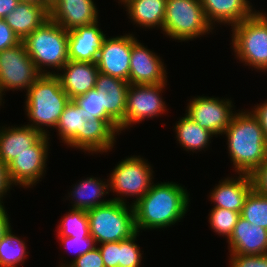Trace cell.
<instances>
[{
	"label": "cell",
	"instance_id": "1",
	"mask_svg": "<svg viewBox=\"0 0 267 267\" xmlns=\"http://www.w3.org/2000/svg\"><path fill=\"white\" fill-rule=\"evenodd\" d=\"M190 193L176 182L152 183L150 190L133 204L136 229H165L181 222L188 212Z\"/></svg>",
	"mask_w": 267,
	"mask_h": 267
},
{
	"label": "cell",
	"instance_id": "2",
	"mask_svg": "<svg viewBox=\"0 0 267 267\" xmlns=\"http://www.w3.org/2000/svg\"><path fill=\"white\" fill-rule=\"evenodd\" d=\"M237 174H252L267 158V140L250 110L237 111L222 134Z\"/></svg>",
	"mask_w": 267,
	"mask_h": 267
},
{
	"label": "cell",
	"instance_id": "3",
	"mask_svg": "<svg viewBox=\"0 0 267 267\" xmlns=\"http://www.w3.org/2000/svg\"><path fill=\"white\" fill-rule=\"evenodd\" d=\"M25 93V115L30 121L26 125L51 136L48 127L56 128L64 107L70 101L60 79L54 74H42Z\"/></svg>",
	"mask_w": 267,
	"mask_h": 267
},
{
	"label": "cell",
	"instance_id": "4",
	"mask_svg": "<svg viewBox=\"0 0 267 267\" xmlns=\"http://www.w3.org/2000/svg\"><path fill=\"white\" fill-rule=\"evenodd\" d=\"M22 42L42 74L55 75L69 61L68 31L50 18L26 36ZM48 68L54 71H48Z\"/></svg>",
	"mask_w": 267,
	"mask_h": 267
},
{
	"label": "cell",
	"instance_id": "5",
	"mask_svg": "<svg viewBox=\"0 0 267 267\" xmlns=\"http://www.w3.org/2000/svg\"><path fill=\"white\" fill-rule=\"evenodd\" d=\"M231 47L243 65L267 71V13L256 11L231 28Z\"/></svg>",
	"mask_w": 267,
	"mask_h": 267
},
{
	"label": "cell",
	"instance_id": "6",
	"mask_svg": "<svg viewBox=\"0 0 267 267\" xmlns=\"http://www.w3.org/2000/svg\"><path fill=\"white\" fill-rule=\"evenodd\" d=\"M90 236L96 244L131 238L136 229L133 205L111 200L87 210Z\"/></svg>",
	"mask_w": 267,
	"mask_h": 267
},
{
	"label": "cell",
	"instance_id": "7",
	"mask_svg": "<svg viewBox=\"0 0 267 267\" xmlns=\"http://www.w3.org/2000/svg\"><path fill=\"white\" fill-rule=\"evenodd\" d=\"M216 29L206 19L200 0H167L163 32L180 42L192 41Z\"/></svg>",
	"mask_w": 267,
	"mask_h": 267
},
{
	"label": "cell",
	"instance_id": "8",
	"mask_svg": "<svg viewBox=\"0 0 267 267\" xmlns=\"http://www.w3.org/2000/svg\"><path fill=\"white\" fill-rule=\"evenodd\" d=\"M147 161L140 155H131L115 165L109 175L110 191L117 193V197L111 198L112 200L129 204L125 197L132 196L134 199L135 196L136 199L131 203L133 205L148 193L155 178L153 167Z\"/></svg>",
	"mask_w": 267,
	"mask_h": 267
},
{
	"label": "cell",
	"instance_id": "9",
	"mask_svg": "<svg viewBox=\"0 0 267 267\" xmlns=\"http://www.w3.org/2000/svg\"><path fill=\"white\" fill-rule=\"evenodd\" d=\"M167 82L159 84H130L127 91L124 121L119 125V132L128 130L150 118L159 117L167 111L163 91ZM130 126V127H129Z\"/></svg>",
	"mask_w": 267,
	"mask_h": 267
},
{
	"label": "cell",
	"instance_id": "10",
	"mask_svg": "<svg viewBox=\"0 0 267 267\" xmlns=\"http://www.w3.org/2000/svg\"><path fill=\"white\" fill-rule=\"evenodd\" d=\"M42 75L28 55L21 41L14 47L0 51V91L28 90Z\"/></svg>",
	"mask_w": 267,
	"mask_h": 267
},
{
	"label": "cell",
	"instance_id": "11",
	"mask_svg": "<svg viewBox=\"0 0 267 267\" xmlns=\"http://www.w3.org/2000/svg\"><path fill=\"white\" fill-rule=\"evenodd\" d=\"M50 137L43 135L27 151L16 156L8 164V173L13 185L22 188L36 186L44 178L48 161V150L51 146ZM43 177V178H42Z\"/></svg>",
	"mask_w": 267,
	"mask_h": 267
},
{
	"label": "cell",
	"instance_id": "12",
	"mask_svg": "<svg viewBox=\"0 0 267 267\" xmlns=\"http://www.w3.org/2000/svg\"><path fill=\"white\" fill-rule=\"evenodd\" d=\"M186 115L211 133L222 135L233 118L235 106L229 98L197 96L189 100ZM234 108V111H233Z\"/></svg>",
	"mask_w": 267,
	"mask_h": 267
},
{
	"label": "cell",
	"instance_id": "13",
	"mask_svg": "<svg viewBox=\"0 0 267 267\" xmlns=\"http://www.w3.org/2000/svg\"><path fill=\"white\" fill-rule=\"evenodd\" d=\"M134 34H125L103 40L96 59L99 73L122 79L129 83L132 45L137 40Z\"/></svg>",
	"mask_w": 267,
	"mask_h": 267
},
{
	"label": "cell",
	"instance_id": "14",
	"mask_svg": "<svg viewBox=\"0 0 267 267\" xmlns=\"http://www.w3.org/2000/svg\"><path fill=\"white\" fill-rule=\"evenodd\" d=\"M160 58V55L150 51L137 39L132 45L129 84L148 85L167 82V68Z\"/></svg>",
	"mask_w": 267,
	"mask_h": 267
},
{
	"label": "cell",
	"instance_id": "15",
	"mask_svg": "<svg viewBox=\"0 0 267 267\" xmlns=\"http://www.w3.org/2000/svg\"><path fill=\"white\" fill-rule=\"evenodd\" d=\"M94 0H57L49 9V18L66 31L99 22Z\"/></svg>",
	"mask_w": 267,
	"mask_h": 267
},
{
	"label": "cell",
	"instance_id": "16",
	"mask_svg": "<svg viewBox=\"0 0 267 267\" xmlns=\"http://www.w3.org/2000/svg\"><path fill=\"white\" fill-rule=\"evenodd\" d=\"M239 176L225 177L209 193L213 208H224L241 213L244 202L253 189V181L250 174H238ZM236 177V178H235Z\"/></svg>",
	"mask_w": 267,
	"mask_h": 267
},
{
	"label": "cell",
	"instance_id": "17",
	"mask_svg": "<svg viewBox=\"0 0 267 267\" xmlns=\"http://www.w3.org/2000/svg\"><path fill=\"white\" fill-rule=\"evenodd\" d=\"M98 23L95 22L68 31L69 60L96 62L103 40L106 37Z\"/></svg>",
	"mask_w": 267,
	"mask_h": 267
},
{
	"label": "cell",
	"instance_id": "18",
	"mask_svg": "<svg viewBox=\"0 0 267 267\" xmlns=\"http://www.w3.org/2000/svg\"><path fill=\"white\" fill-rule=\"evenodd\" d=\"M98 73L96 62L69 60L55 75L69 99L73 100L95 88Z\"/></svg>",
	"mask_w": 267,
	"mask_h": 267
},
{
	"label": "cell",
	"instance_id": "19",
	"mask_svg": "<svg viewBox=\"0 0 267 267\" xmlns=\"http://www.w3.org/2000/svg\"><path fill=\"white\" fill-rule=\"evenodd\" d=\"M207 21L213 27L226 24L231 28L256 11L248 0H200ZM216 22V23H215Z\"/></svg>",
	"mask_w": 267,
	"mask_h": 267
},
{
	"label": "cell",
	"instance_id": "20",
	"mask_svg": "<svg viewBox=\"0 0 267 267\" xmlns=\"http://www.w3.org/2000/svg\"><path fill=\"white\" fill-rule=\"evenodd\" d=\"M230 254L259 255L267 253V230L239 217L227 240Z\"/></svg>",
	"mask_w": 267,
	"mask_h": 267
},
{
	"label": "cell",
	"instance_id": "21",
	"mask_svg": "<svg viewBox=\"0 0 267 267\" xmlns=\"http://www.w3.org/2000/svg\"><path fill=\"white\" fill-rule=\"evenodd\" d=\"M119 134V126L112 119L86 120L82 131V151L91 152V155L110 152Z\"/></svg>",
	"mask_w": 267,
	"mask_h": 267
},
{
	"label": "cell",
	"instance_id": "22",
	"mask_svg": "<svg viewBox=\"0 0 267 267\" xmlns=\"http://www.w3.org/2000/svg\"><path fill=\"white\" fill-rule=\"evenodd\" d=\"M5 126L0 127V159L6 165L43 136L40 131L29 125H14L8 128Z\"/></svg>",
	"mask_w": 267,
	"mask_h": 267
},
{
	"label": "cell",
	"instance_id": "23",
	"mask_svg": "<svg viewBox=\"0 0 267 267\" xmlns=\"http://www.w3.org/2000/svg\"><path fill=\"white\" fill-rule=\"evenodd\" d=\"M49 19V9L45 5L20 1L4 20L22 41Z\"/></svg>",
	"mask_w": 267,
	"mask_h": 267
},
{
	"label": "cell",
	"instance_id": "24",
	"mask_svg": "<svg viewBox=\"0 0 267 267\" xmlns=\"http://www.w3.org/2000/svg\"><path fill=\"white\" fill-rule=\"evenodd\" d=\"M110 193L109 179H103L99 177L90 176L86 179L80 180L73 185L72 191L68 192V197L72 199L71 209L90 210L94 207L104 205L110 202L112 199H101L105 195Z\"/></svg>",
	"mask_w": 267,
	"mask_h": 267
},
{
	"label": "cell",
	"instance_id": "25",
	"mask_svg": "<svg viewBox=\"0 0 267 267\" xmlns=\"http://www.w3.org/2000/svg\"><path fill=\"white\" fill-rule=\"evenodd\" d=\"M129 83L119 78L98 73L95 89L106 93V114L119 126L125 118Z\"/></svg>",
	"mask_w": 267,
	"mask_h": 267
},
{
	"label": "cell",
	"instance_id": "26",
	"mask_svg": "<svg viewBox=\"0 0 267 267\" xmlns=\"http://www.w3.org/2000/svg\"><path fill=\"white\" fill-rule=\"evenodd\" d=\"M167 0H125L128 18L137 27L163 30Z\"/></svg>",
	"mask_w": 267,
	"mask_h": 267
},
{
	"label": "cell",
	"instance_id": "27",
	"mask_svg": "<svg viewBox=\"0 0 267 267\" xmlns=\"http://www.w3.org/2000/svg\"><path fill=\"white\" fill-rule=\"evenodd\" d=\"M86 115L82 112V108L70 100L59 118L55 130L57 131L60 142L67 147L82 150V131Z\"/></svg>",
	"mask_w": 267,
	"mask_h": 267
},
{
	"label": "cell",
	"instance_id": "28",
	"mask_svg": "<svg viewBox=\"0 0 267 267\" xmlns=\"http://www.w3.org/2000/svg\"><path fill=\"white\" fill-rule=\"evenodd\" d=\"M176 138L179 145L186 151L197 153L208 148L211 139L215 136L208 129L198 125L186 114L179 118L174 125Z\"/></svg>",
	"mask_w": 267,
	"mask_h": 267
},
{
	"label": "cell",
	"instance_id": "29",
	"mask_svg": "<svg viewBox=\"0 0 267 267\" xmlns=\"http://www.w3.org/2000/svg\"><path fill=\"white\" fill-rule=\"evenodd\" d=\"M13 233L11 228L0 241V267H18L27 259V243Z\"/></svg>",
	"mask_w": 267,
	"mask_h": 267
},
{
	"label": "cell",
	"instance_id": "30",
	"mask_svg": "<svg viewBox=\"0 0 267 267\" xmlns=\"http://www.w3.org/2000/svg\"><path fill=\"white\" fill-rule=\"evenodd\" d=\"M56 237H81L92 238L90 236L87 212L79 209H69L59 225H57Z\"/></svg>",
	"mask_w": 267,
	"mask_h": 267
},
{
	"label": "cell",
	"instance_id": "31",
	"mask_svg": "<svg viewBox=\"0 0 267 267\" xmlns=\"http://www.w3.org/2000/svg\"><path fill=\"white\" fill-rule=\"evenodd\" d=\"M240 216L250 224L267 230V196L253 188L245 199Z\"/></svg>",
	"mask_w": 267,
	"mask_h": 267
},
{
	"label": "cell",
	"instance_id": "32",
	"mask_svg": "<svg viewBox=\"0 0 267 267\" xmlns=\"http://www.w3.org/2000/svg\"><path fill=\"white\" fill-rule=\"evenodd\" d=\"M106 93L98 92L95 88L86 94L73 99L82 108L87 120L92 119H111L106 114Z\"/></svg>",
	"mask_w": 267,
	"mask_h": 267
},
{
	"label": "cell",
	"instance_id": "33",
	"mask_svg": "<svg viewBox=\"0 0 267 267\" xmlns=\"http://www.w3.org/2000/svg\"><path fill=\"white\" fill-rule=\"evenodd\" d=\"M208 216V222L213 232L228 240L237 224L240 213L224 208H211Z\"/></svg>",
	"mask_w": 267,
	"mask_h": 267
},
{
	"label": "cell",
	"instance_id": "34",
	"mask_svg": "<svg viewBox=\"0 0 267 267\" xmlns=\"http://www.w3.org/2000/svg\"><path fill=\"white\" fill-rule=\"evenodd\" d=\"M139 232L131 238L119 241V267H140L142 264V250L136 244Z\"/></svg>",
	"mask_w": 267,
	"mask_h": 267
},
{
	"label": "cell",
	"instance_id": "35",
	"mask_svg": "<svg viewBox=\"0 0 267 267\" xmlns=\"http://www.w3.org/2000/svg\"><path fill=\"white\" fill-rule=\"evenodd\" d=\"M61 245L67 250L69 249L72 252L74 251L75 257L72 258L71 262L68 263L64 260L65 263H60L59 267H68L74 260H76L81 255L87 253L90 250H93L97 247V244L93 238H81V237H58ZM67 263V264H66Z\"/></svg>",
	"mask_w": 267,
	"mask_h": 267
},
{
	"label": "cell",
	"instance_id": "36",
	"mask_svg": "<svg viewBox=\"0 0 267 267\" xmlns=\"http://www.w3.org/2000/svg\"><path fill=\"white\" fill-rule=\"evenodd\" d=\"M229 255V267H267V253L259 255Z\"/></svg>",
	"mask_w": 267,
	"mask_h": 267
},
{
	"label": "cell",
	"instance_id": "37",
	"mask_svg": "<svg viewBox=\"0 0 267 267\" xmlns=\"http://www.w3.org/2000/svg\"><path fill=\"white\" fill-rule=\"evenodd\" d=\"M105 267H119V241L97 245Z\"/></svg>",
	"mask_w": 267,
	"mask_h": 267
},
{
	"label": "cell",
	"instance_id": "38",
	"mask_svg": "<svg viewBox=\"0 0 267 267\" xmlns=\"http://www.w3.org/2000/svg\"><path fill=\"white\" fill-rule=\"evenodd\" d=\"M68 267H105L98 247L81 255Z\"/></svg>",
	"mask_w": 267,
	"mask_h": 267
},
{
	"label": "cell",
	"instance_id": "39",
	"mask_svg": "<svg viewBox=\"0 0 267 267\" xmlns=\"http://www.w3.org/2000/svg\"><path fill=\"white\" fill-rule=\"evenodd\" d=\"M21 40L8 26L4 19L0 20V51L11 48L19 44Z\"/></svg>",
	"mask_w": 267,
	"mask_h": 267
},
{
	"label": "cell",
	"instance_id": "40",
	"mask_svg": "<svg viewBox=\"0 0 267 267\" xmlns=\"http://www.w3.org/2000/svg\"><path fill=\"white\" fill-rule=\"evenodd\" d=\"M253 188L260 194L267 196V158L264 163L251 174Z\"/></svg>",
	"mask_w": 267,
	"mask_h": 267
},
{
	"label": "cell",
	"instance_id": "41",
	"mask_svg": "<svg viewBox=\"0 0 267 267\" xmlns=\"http://www.w3.org/2000/svg\"><path fill=\"white\" fill-rule=\"evenodd\" d=\"M12 186L14 187L9 177L8 165L0 159V206L4 205L3 199L8 192L10 193Z\"/></svg>",
	"mask_w": 267,
	"mask_h": 267
},
{
	"label": "cell",
	"instance_id": "42",
	"mask_svg": "<svg viewBox=\"0 0 267 267\" xmlns=\"http://www.w3.org/2000/svg\"><path fill=\"white\" fill-rule=\"evenodd\" d=\"M252 114L258 119L261 129L263 130L264 137L267 140V100L264 103L255 105Z\"/></svg>",
	"mask_w": 267,
	"mask_h": 267
},
{
	"label": "cell",
	"instance_id": "43",
	"mask_svg": "<svg viewBox=\"0 0 267 267\" xmlns=\"http://www.w3.org/2000/svg\"><path fill=\"white\" fill-rule=\"evenodd\" d=\"M8 215L9 214L5 209V206H0V241L3 236L12 228Z\"/></svg>",
	"mask_w": 267,
	"mask_h": 267
},
{
	"label": "cell",
	"instance_id": "44",
	"mask_svg": "<svg viewBox=\"0 0 267 267\" xmlns=\"http://www.w3.org/2000/svg\"><path fill=\"white\" fill-rule=\"evenodd\" d=\"M19 0H0V18L4 19L18 5Z\"/></svg>",
	"mask_w": 267,
	"mask_h": 267
},
{
	"label": "cell",
	"instance_id": "45",
	"mask_svg": "<svg viewBox=\"0 0 267 267\" xmlns=\"http://www.w3.org/2000/svg\"><path fill=\"white\" fill-rule=\"evenodd\" d=\"M57 0H41V2L50 9Z\"/></svg>",
	"mask_w": 267,
	"mask_h": 267
},
{
	"label": "cell",
	"instance_id": "46",
	"mask_svg": "<svg viewBox=\"0 0 267 267\" xmlns=\"http://www.w3.org/2000/svg\"><path fill=\"white\" fill-rule=\"evenodd\" d=\"M19 1H24V2H29L33 4H39V5H44L41 0H19Z\"/></svg>",
	"mask_w": 267,
	"mask_h": 267
},
{
	"label": "cell",
	"instance_id": "47",
	"mask_svg": "<svg viewBox=\"0 0 267 267\" xmlns=\"http://www.w3.org/2000/svg\"><path fill=\"white\" fill-rule=\"evenodd\" d=\"M3 98H4V97H3V95H2V93H1V91H0V106L3 105L2 102L4 103Z\"/></svg>",
	"mask_w": 267,
	"mask_h": 267
},
{
	"label": "cell",
	"instance_id": "48",
	"mask_svg": "<svg viewBox=\"0 0 267 267\" xmlns=\"http://www.w3.org/2000/svg\"><path fill=\"white\" fill-rule=\"evenodd\" d=\"M119 2H118V4H122L125 0H118Z\"/></svg>",
	"mask_w": 267,
	"mask_h": 267
}]
</instances>
